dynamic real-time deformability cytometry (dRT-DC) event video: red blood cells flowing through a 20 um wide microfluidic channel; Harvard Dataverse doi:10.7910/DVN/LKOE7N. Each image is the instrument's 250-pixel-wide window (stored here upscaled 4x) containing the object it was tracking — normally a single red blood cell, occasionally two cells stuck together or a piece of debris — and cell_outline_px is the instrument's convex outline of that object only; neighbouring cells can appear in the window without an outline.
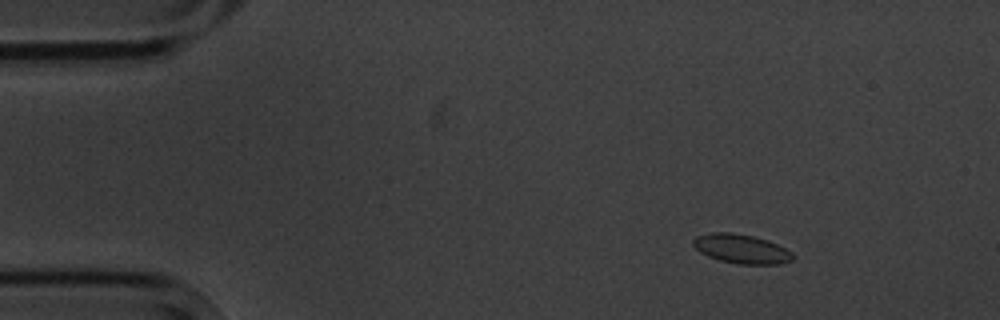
{"species": "common noctule bat (a hibernating species)", "species_latin": "Nyctalus noctula", "temperature_condition": "cold", "stored_images_in_passage": 11, "camera_frame_rate_fps": 3000, "um_per_image_px": 0.085, "animal": {"sex": "male", "body_mass_g": 20.1, "forearm_length_mm": 53.5}, "frame": {"image": 1, "passage_image": 2, "time_ms": 2.0, "image_size_px": [1000, 320], "cell_outline_px": [[796, 256], [792, 260], [780, 264], [736, 264], [720, 260], [708, 256], [700, 252], [692, 244], [692, 240], [696, 236], [712, 232], [732, 232], [752, 236], [768, 240], [792, 252]], "centroid_in_image_um": [63.01, 21.15], "position_along_channel_um": 22.0, "area_um2": 16.99}}
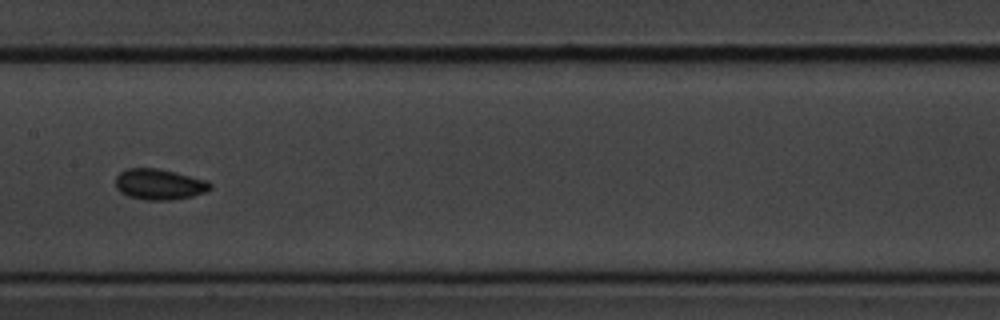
{"frame": {"image": 2, "passage_image": 8, "time_ms": 9.0, "image_size_px": [1000, 320], "cell_outline_px": [[212, 188], [208, 192], [192, 196], [172, 200], [144, 200], [128, 196], [120, 192], [116, 188], [116, 176], [120, 172], [128, 168], [156, 168], [208, 180], [212, 184]], "centroid_in_image_um": [13.56, 15.68], "position_along_channel_um": 193.8, "area_um2": 17.11}}
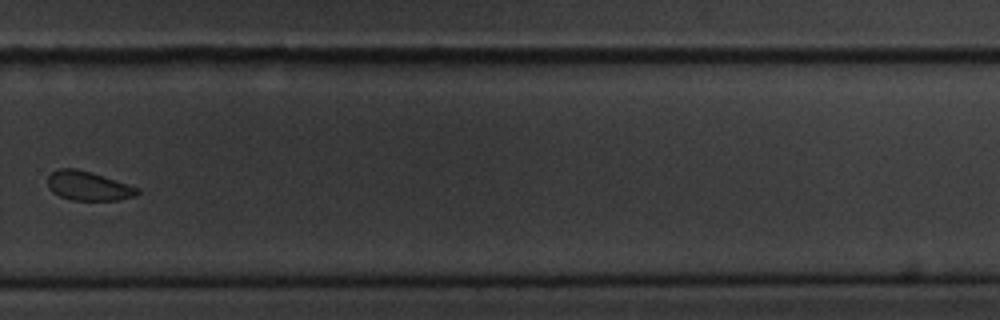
{"frame": {"image": 3, "passage_image": 11, "time_ms": 12.667, "image_size_px": [1000, 320], "cell_outline_px": [[140, 192], [132, 196], [120, 200], [72, 200], [60, 196], [52, 192], [48, 188], [48, 176], [52, 172], [60, 168], [76, 168], [92, 172], [140, 188]], "centroid_in_image_um": [7.49, 15.8], "position_along_channel_um": 322.3, "area_um2": 15.26}}